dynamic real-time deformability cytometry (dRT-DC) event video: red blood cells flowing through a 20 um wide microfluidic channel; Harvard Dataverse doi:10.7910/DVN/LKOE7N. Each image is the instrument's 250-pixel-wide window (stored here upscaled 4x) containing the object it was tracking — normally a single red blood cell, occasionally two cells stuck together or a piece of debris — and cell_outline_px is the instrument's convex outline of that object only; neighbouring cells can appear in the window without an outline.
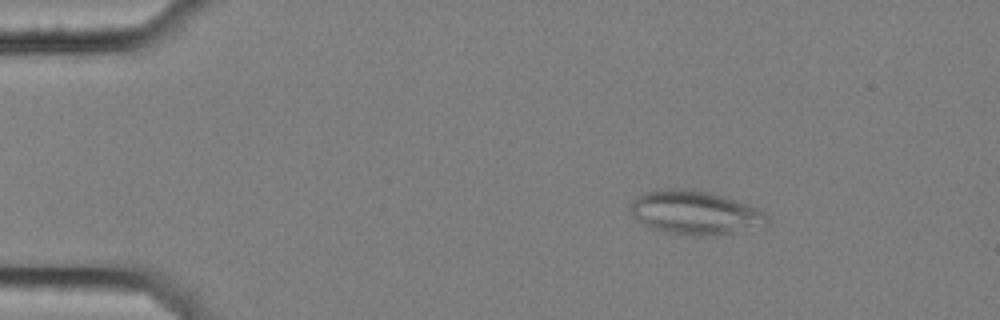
{"species": "common noctule bat (a hibernating species)", "species_latin": "Nyctalus noctula", "temperature_condition": "cold", "stored_images_in_passage": 49, "camera_frame_rate_fps": 3000, "um_per_image_px": 0.085, "animal": {"sex": "female", "body_mass_g": 25.1}, "frame": {"image": 1, "passage_image": 1, "time_ms": 0.0, "image_size_px": [1000, 320], "cell_outline_px": [[768, 224], [764, 228], [708, 236], [696, 236], [668, 232], [652, 228], [644, 224], [628, 208], [628, 204], [632, 200], [644, 192], [656, 188], [688, 188], [708, 192], [724, 196], [748, 204], [756, 208], [768, 216]], "centroid_in_image_um": [59.1, 18.06], "position_along_channel_um": 25.9, "area_um2": 35.2}}
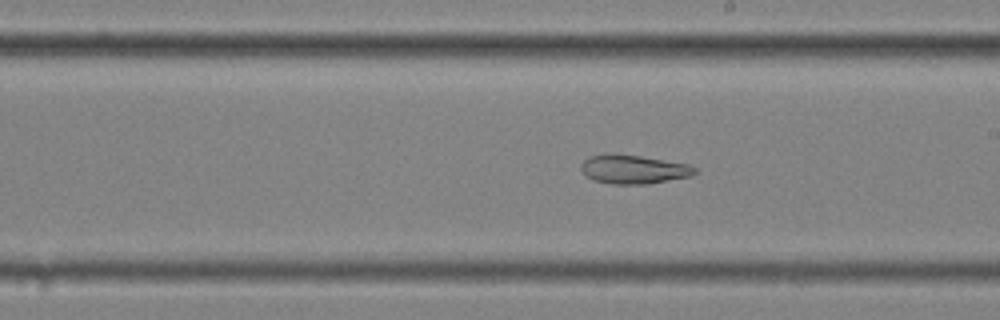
{"frame": {"image": 2, "passage_image": 25, "time_ms": 8.0, "image_size_px": [1000, 320], "cell_outline_px": [[696, 172], [692, 176], [648, 184], [612, 184], [592, 180], [584, 176], [580, 168], [580, 164], [584, 160], [592, 156], [640, 156], [688, 164], [696, 168]], "centroid_in_image_um": [53.86, 14.44], "position_along_channel_um": 235.1, "area_um2": 18.67}}
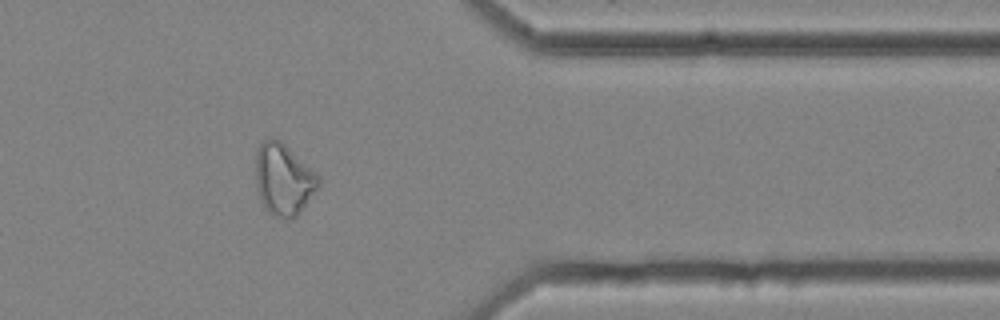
{"frame": {"image": 3, "passage_image": 39, "time_ms": 12.667, "image_size_px": [1000, 320], "cell_outline_px": [[320, 184], [300, 212], [292, 220], [284, 220], [268, 212], [264, 208], [260, 200], [256, 184], [256, 152], [264, 136], [280, 140], [316, 172], [320, 176]], "centroid_in_image_um": [24.09, 15.25], "position_along_channel_um": 387.3, "area_um2": 26.41}, "authors_computed_cell_mechanics": {"area_um2": 25.7788, "velocity_mm_per_s": 3.534, "shape_relaxation_time_tau1_ms": null, "shape_relaxation_time_tau2_ms": 6.7118, "deformation_change_tau1": null, "deformation_change_tau2": 0.1562}}